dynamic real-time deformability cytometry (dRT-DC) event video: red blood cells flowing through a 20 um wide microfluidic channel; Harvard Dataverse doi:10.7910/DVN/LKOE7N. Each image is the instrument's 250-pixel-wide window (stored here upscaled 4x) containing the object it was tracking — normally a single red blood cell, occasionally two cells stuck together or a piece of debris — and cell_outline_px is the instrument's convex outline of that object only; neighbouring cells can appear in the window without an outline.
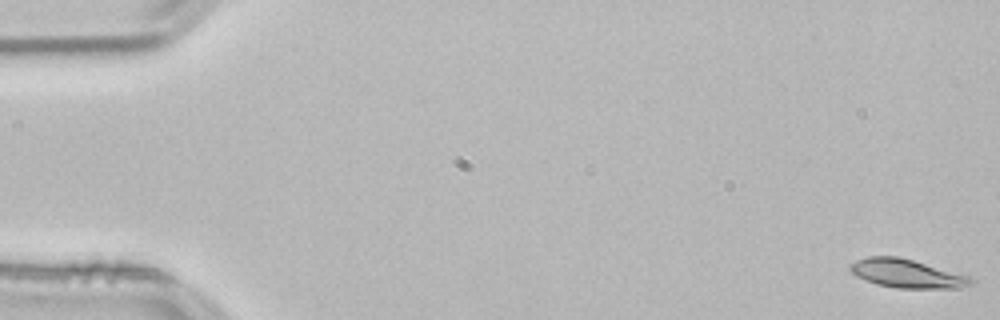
{"species": "common noctule bat (a hibernating species)", "species_latin": "Nyctalus noctula", "temperature_condition": "room temperature", "stored_images_in_passage": 54, "camera_frame_rate_fps": 3000, "um_per_image_px": 0.085, "animal": {"sex": "male", "body_mass_g": 21.5, "forearm_length_mm": 52.0}, "frame": {"image": 1, "passage_image": 1, "time_ms": 0.0, "image_size_px": [1000, 320], "cell_outline_px": [[972, 284], [960, 288], [896, 288], [876, 284], [856, 276], [848, 268], [856, 260], [868, 256], [896, 256], [912, 260], [972, 276]], "centroid_in_image_um": [77.1, 23.25], "position_along_channel_um": 7.9, "area_um2": 20.06}}
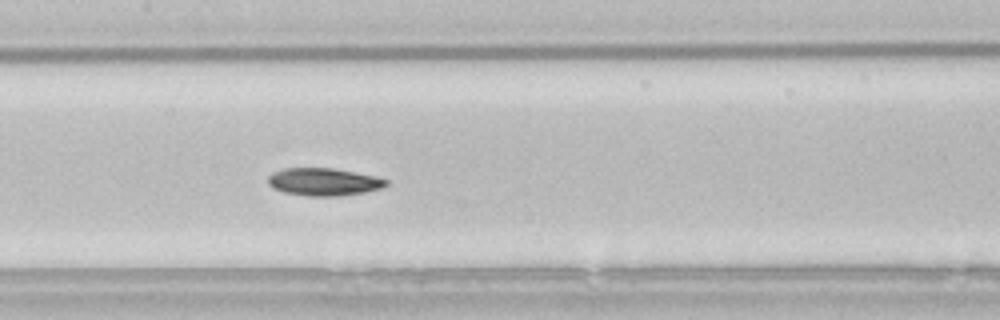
{"frame": {"image": 2, "passage_image": 26, "time_ms": 8.333, "image_size_px": [1000, 320], "cell_outline_px": [[388, 184], [380, 188], [364, 192], [340, 196], [308, 196], [284, 192], [272, 188], [268, 184], [268, 176], [272, 172], [284, 168], [332, 168], [372, 176], [388, 180]], "centroid_in_image_um": [27.45, 15.46], "position_along_channel_um": 179.9, "area_um2": 18.84}}
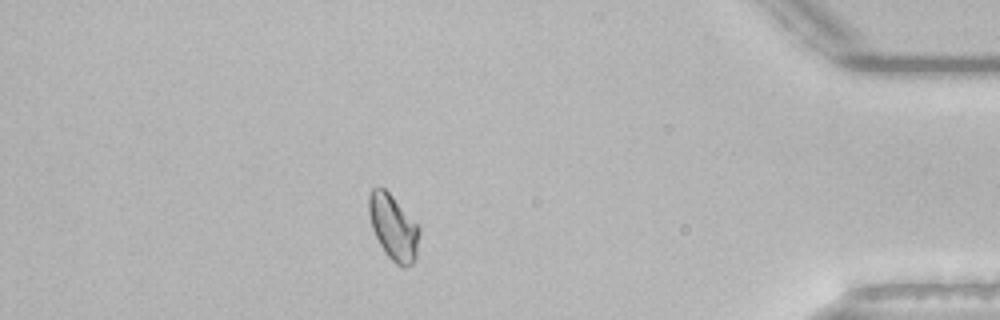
{"frame": {"image": 3, "passage_image": 47, "time_ms": 15.333, "image_size_px": [1000, 320], "cell_outline_px": [[420, 232], [416, 260], [412, 264], [404, 268], [396, 264], [384, 252], [372, 228], [368, 212], [368, 196], [372, 188], [380, 184], [392, 196], [420, 228]], "centroid_in_image_um": [33.43, 19.33], "position_along_channel_um": 401.8, "area_um2": 19.31}, "authors_computed_cell_mechanics": {"area_um2": 19.2185, "velocity_mm_per_s": 3.7921, "shape_relaxation_time_tau1_ms": 3.3773, "shape_relaxation_time_tau2_ms": 11.3982, "deformation_change_tau1": 0.1043, "deformation_change_tau2": 0.1557}}